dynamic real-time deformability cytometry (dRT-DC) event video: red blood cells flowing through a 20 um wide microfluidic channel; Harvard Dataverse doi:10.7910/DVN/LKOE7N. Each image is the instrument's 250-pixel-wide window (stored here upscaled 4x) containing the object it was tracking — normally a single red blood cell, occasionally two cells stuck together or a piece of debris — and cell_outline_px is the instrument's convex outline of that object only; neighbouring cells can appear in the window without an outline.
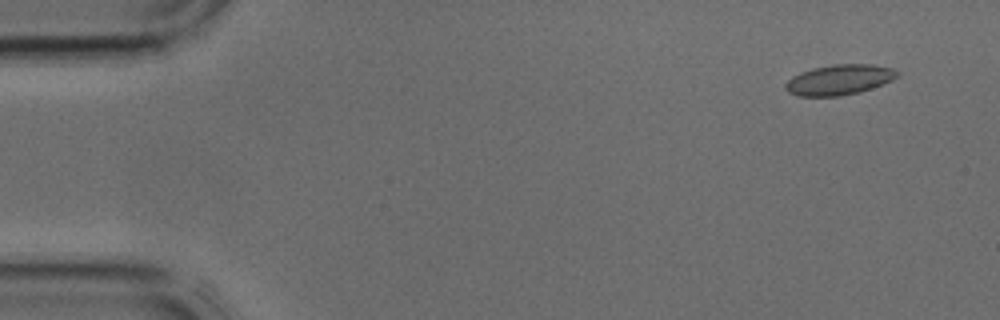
{"species": "common noctule bat (a hibernating species)", "species_latin": "Nyctalus noctula", "temperature_condition": "cold", "stored_images_in_passage": 3, "camera_frame_rate_fps": 3000, "um_per_image_px": 0.085, "animal": {"sex": "male", "body_mass_g": 17.9, "forearm_length_mm": 54.2}, "frame": {"image": 1, "passage_image": 1, "time_ms": 0.0, "image_size_px": [1000, 320], "cell_outline_px": [[900, 72], [892, 80], [860, 92], [840, 96], [800, 96], [788, 92], [784, 88], [784, 84], [792, 76], [800, 72], [812, 68], [836, 64], [872, 64], [892, 68]], "centroid_in_image_um": [71.31, 6.78], "position_along_channel_um": 13.7, "area_um2": 19.71}}